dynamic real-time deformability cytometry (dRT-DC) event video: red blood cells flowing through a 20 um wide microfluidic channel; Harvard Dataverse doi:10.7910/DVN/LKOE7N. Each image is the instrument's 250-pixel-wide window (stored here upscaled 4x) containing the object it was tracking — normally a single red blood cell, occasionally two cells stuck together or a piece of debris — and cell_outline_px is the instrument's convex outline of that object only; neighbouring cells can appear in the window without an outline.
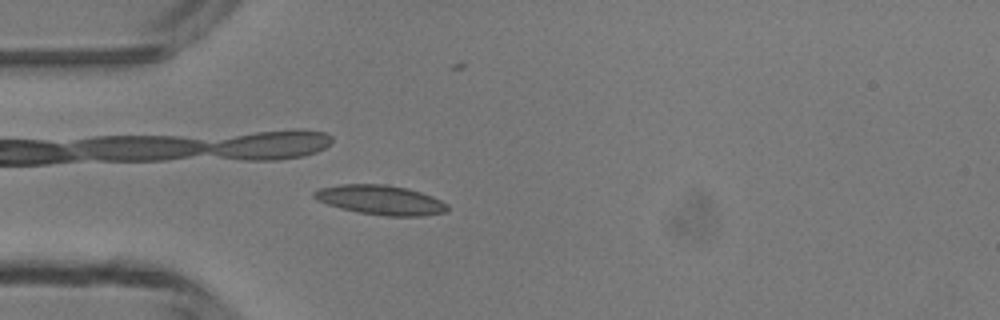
{"species": "common noctule bat (a hibernating species)", "species_latin": "Nyctalus noctula", "temperature_condition": "room temperature", "stored_images_in_passage": 5, "camera_frame_rate_fps": 3000, "um_per_image_px": 0.085, "animal": {"sex": "male", "body_mass_g": 13.3}, "frame": {"image": 1, "passage_image": 4, "time_ms": 4.333, "image_size_px": [1000, 320], "cell_outline_px": [[448, 208], [444, 212], [424, 216], [384, 216], [360, 212], [340, 208], [316, 200], [312, 196], [312, 192], [316, 188], [340, 184], [384, 184], [408, 188], [432, 196], [448, 204]], "centroid_in_image_um": [32.31, 16.99], "position_along_channel_um": 52.7, "area_um2": 23.06}}